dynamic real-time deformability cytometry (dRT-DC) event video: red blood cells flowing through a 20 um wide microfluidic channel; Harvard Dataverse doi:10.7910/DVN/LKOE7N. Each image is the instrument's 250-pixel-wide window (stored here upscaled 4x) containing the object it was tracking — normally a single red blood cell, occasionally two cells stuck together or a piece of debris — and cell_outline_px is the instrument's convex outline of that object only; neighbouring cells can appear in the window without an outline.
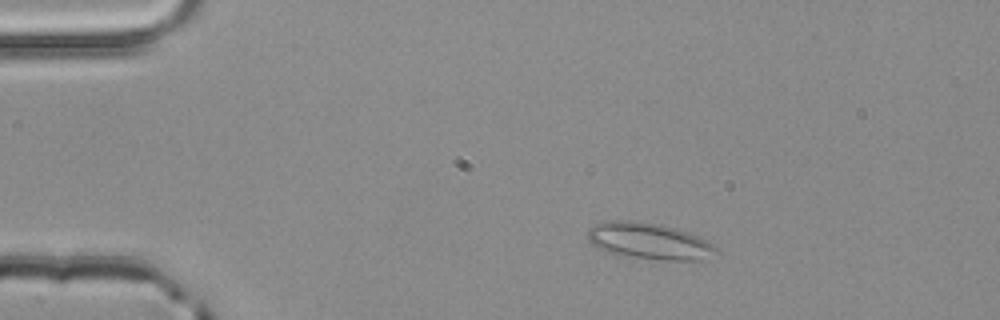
{"species": "common noctule bat (a hibernating species)", "species_latin": "Nyctalus noctula", "temperature_condition": "room temperature", "stored_images_in_passage": 2, "camera_frame_rate_fps": 3000, "um_per_image_px": 0.085, "animal": {"sex": "male", "body_mass_g": 20.4}, "frame": {"image": 1, "passage_image": 1, "time_ms": 0.0, "image_size_px": [1000, 320], "cell_outline_px": [[720, 252], [696, 260], [664, 260], [632, 256], [604, 252], [596, 248], [588, 240], [588, 228], [604, 220], [632, 220], [660, 224], [676, 228], [688, 232], [720, 248]], "centroid_in_image_um": [55.13, 20.47], "position_along_channel_um": 29.9, "area_um2": 27.22}}